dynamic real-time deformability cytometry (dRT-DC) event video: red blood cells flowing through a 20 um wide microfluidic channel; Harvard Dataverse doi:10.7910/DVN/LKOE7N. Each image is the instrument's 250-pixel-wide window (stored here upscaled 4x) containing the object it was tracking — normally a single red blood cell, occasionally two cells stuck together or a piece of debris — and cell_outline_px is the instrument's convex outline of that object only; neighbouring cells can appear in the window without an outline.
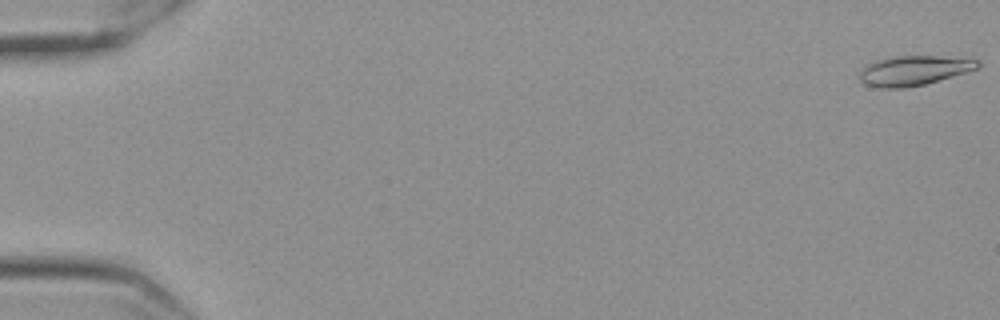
{"species": "Egyptian fruit bat (a non-hibernating species)", "species_latin": "Rousettus aegyptiacus", "temperature_condition": "cold", "stored_images_in_passage": 58, "camera_frame_rate_fps": 3000, "um_per_image_px": 0.085, "frame": {"image": 1, "passage_image": 1, "time_ms": 0.0, "image_size_px": [1000, 320], "cell_outline_px": [[980, 68], [968, 72], [924, 84], [904, 88], [880, 88], [864, 84], [860, 80], [860, 72], [864, 64], [888, 56], [936, 56], [980, 60]], "centroid_in_image_um": [77.65, 5.99], "position_along_channel_um": 7.4, "area_um2": 20.63}}
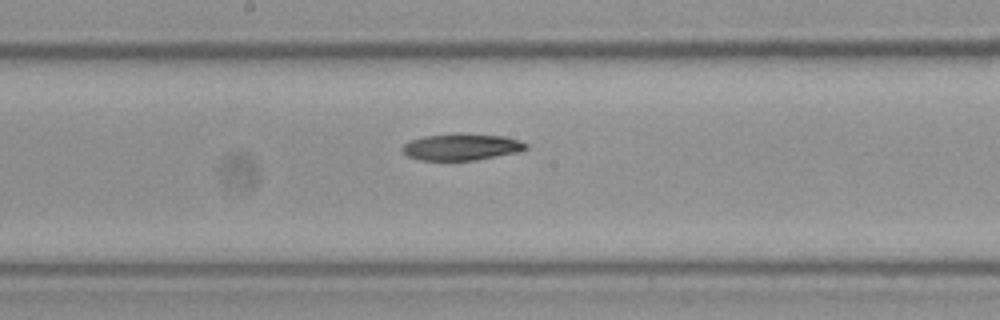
{"frame": {"image": 2, "passage_image": 32, "time_ms": 10.333, "image_size_px": [1000, 320], "cell_outline_px": [[528, 148], [520, 152], [476, 160], [420, 160], [408, 156], [400, 148], [408, 140], [424, 136], [456, 132], [504, 136], [520, 140], [528, 144]], "centroid_in_image_um": [39.24, 12.47], "position_along_channel_um": 209.0, "area_um2": 19.59}}
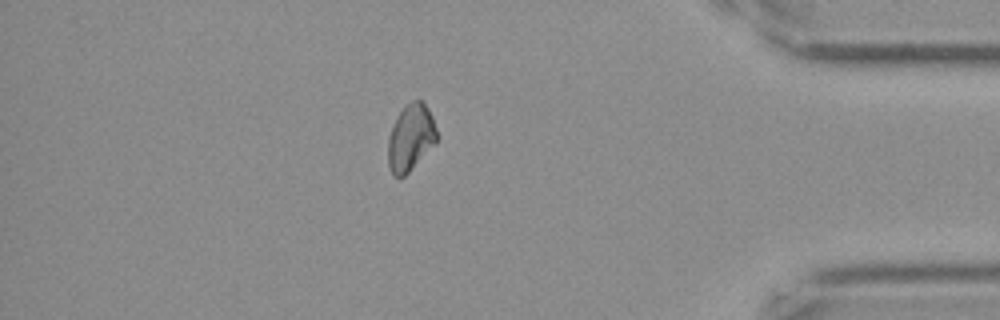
{"frame": {"image": 3, "passage_image": 51, "time_ms": 16.667, "image_size_px": [1000, 320], "cell_outline_px": [[436, 144], [404, 176], [396, 176], [392, 172], [388, 164], [388, 136], [400, 112], [412, 100], [424, 100], [432, 116], [436, 128]], "centroid_in_image_um": [34.92, 11.69], "position_along_channel_um": 400.3, "area_um2": 18.67}}